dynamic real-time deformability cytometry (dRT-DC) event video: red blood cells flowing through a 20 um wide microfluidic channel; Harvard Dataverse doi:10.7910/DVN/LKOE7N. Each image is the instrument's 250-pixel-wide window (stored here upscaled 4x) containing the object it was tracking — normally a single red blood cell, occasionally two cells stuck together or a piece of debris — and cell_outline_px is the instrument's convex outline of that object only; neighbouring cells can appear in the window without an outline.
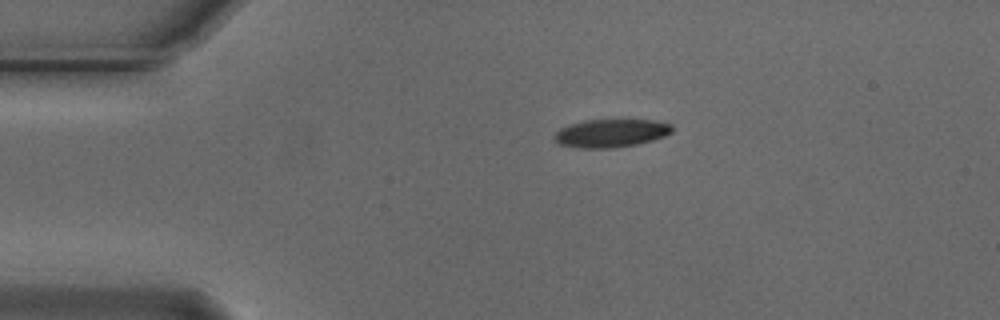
{"species": "Egyptian fruit bat (a non-hibernating species)", "species_latin": "Rousettus aegyptiacus", "temperature_condition": "cold", "stored_images_in_passage": 45, "camera_frame_rate_fps": 3000, "um_per_image_px": 0.085, "animal": {"sex": "male"}, "frame": {"image": 1, "passage_image": 1, "time_ms": 0.0, "image_size_px": [1000, 320], "cell_outline_px": [[672, 132], [664, 136], [652, 140], [636, 144], [612, 148], [580, 148], [556, 144], [552, 140], [552, 136], [560, 128], [584, 120], [656, 120], [672, 124]], "centroid_in_image_um": [51.89, 11.32], "position_along_channel_um": 33.1, "area_um2": 19.42}}
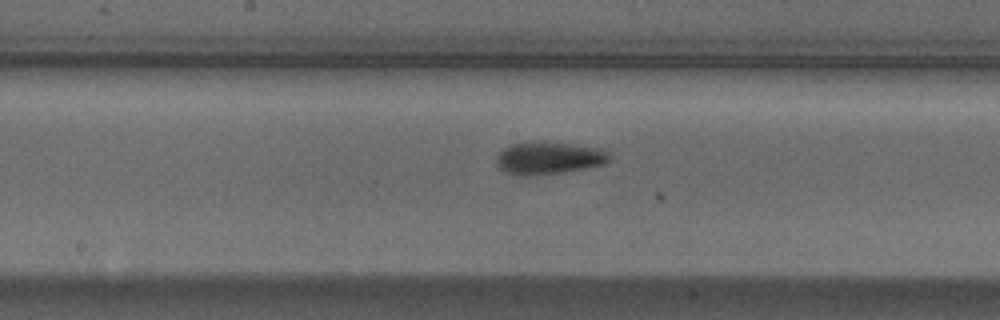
{"frame": {"image": 2, "passage_image": 18, "time_ms": 5.667, "image_size_px": [1000, 320], "cell_outline_px": [[612, 156], [604, 164], [564, 172], [528, 176], [520, 176], [504, 172], [496, 164], [496, 156], [504, 148], [512, 144], [568, 144], [604, 148]], "centroid_in_image_um": [46.66, 13.48], "position_along_channel_um": 201.5, "area_um2": 20.81}}
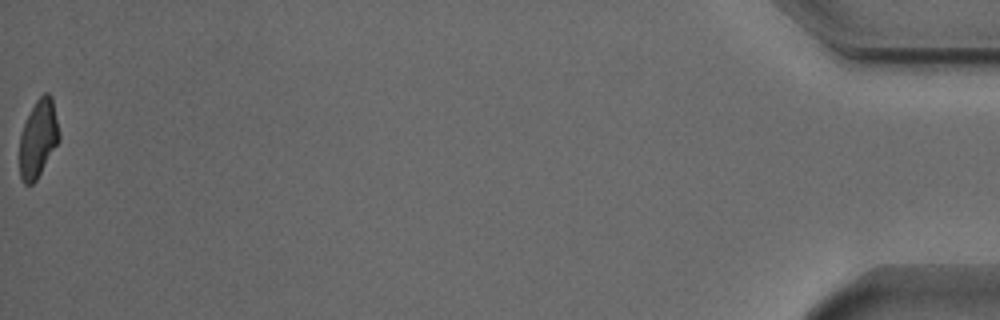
{"frame": {"image": 3, "passage_image": 45, "time_ms": 14.667, "image_size_px": [1000, 320], "cell_outline_px": [[60, 140], [36, 180], [32, 184], [24, 184], [20, 176], [20, 132], [36, 100], [44, 92], [48, 92], [52, 96], [60, 132]], "centroid_in_image_um": [3.26, 11.76], "position_along_channel_um": 431.9, "area_um2": 17.92}, "authors_computed_cell_mechanics": {"area_um2": 19.8254, "velocity_mm_per_s": 3.729, "shape_relaxation_time_tau1_ms": 2.7026, "shape_relaxation_time_tau2_ms": 4.1901, "deformation_change_tau1": 0.1204, "deformation_change_tau2": 0.0933}}